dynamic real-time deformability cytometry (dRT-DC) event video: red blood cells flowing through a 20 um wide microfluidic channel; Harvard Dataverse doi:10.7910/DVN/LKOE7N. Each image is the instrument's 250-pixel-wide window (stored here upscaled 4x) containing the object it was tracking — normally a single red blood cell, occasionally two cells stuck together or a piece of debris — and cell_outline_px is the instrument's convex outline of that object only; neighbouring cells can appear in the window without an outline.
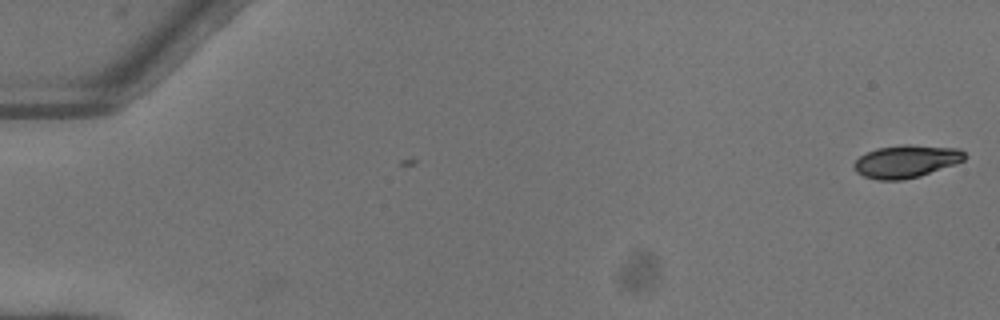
{"species": "common noctule bat (a hibernating species)", "species_latin": "Nyctalus noctula", "temperature_condition": "warm", "stored_images_in_passage": 3, "camera_frame_rate_fps": 3000, "um_per_image_px": 0.085, "animal": {"sex": "female"}, "frame": {"image": 1, "passage_image": 1, "time_ms": 0.0, "image_size_px": [1000, 320], "cell_outline_px": [[968, 156], [964, 160], [956, 164], [920, 176], [900, 180], [880, 180], [864, 176], [856, 172], [852, 168], [852, 164], [860, 156], [876, 148], [904, 144], [908, 144], [960, 148]], "centroid_in_image_um": [77.04, 13.71], "position_along_channel_um": 8.0, "area_um2": 21.27}}